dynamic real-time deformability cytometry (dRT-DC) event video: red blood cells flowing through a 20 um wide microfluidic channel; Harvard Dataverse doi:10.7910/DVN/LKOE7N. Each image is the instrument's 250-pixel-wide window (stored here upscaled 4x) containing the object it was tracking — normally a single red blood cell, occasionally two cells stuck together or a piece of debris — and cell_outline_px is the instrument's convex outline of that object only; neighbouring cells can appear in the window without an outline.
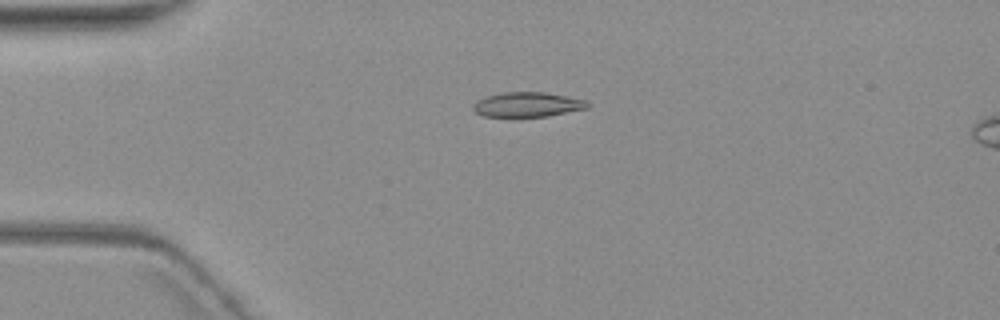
{"species": "common noctule bat (a hibernating species)", "species_latin": "Nyctalus noctula", "temperature_condition": "warm", "stored_images_in_passage": 9, "camera_frame_rate_fps": 3000, "um_per_image_px": 0.085, "animal": {"sex": "female", "body_mass_g": 19.3, "forearm_length_mm": 54.1}, "frame": {"image": 1, "passage_image": 3, "time_ms": 2.333, "image_size_px": [1000, 320], "cell_outline_px": [[592, 104], [588, 108], [548, 116], [484, 116], [476, 112], [472, 108], [472, 104], [476, 100], [488, 96], [504, 92], [544, 92], [588, 100]], "centroid_in_image_um": [44.87, 8.88], "position_along_channel_um": 40.1, "area_um2": 16.47}}
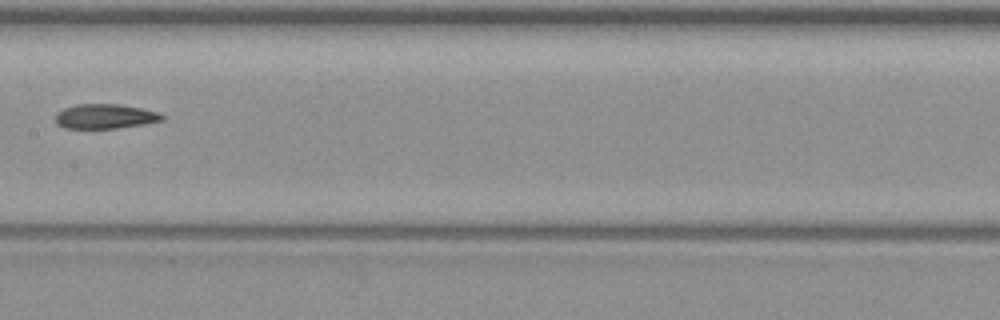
{"frame": {"image": 2, "passage_image": 7, "time_ms": 7.667, "image_size_px": [1000, 320], "cell_outline_px": [[164, 120], [144, 124], [116, 128], [64, 128], [56, 124], [56, 112], [64, 108], [76, 104], [120, 104], [160, 112], [164, 116]], "centroid_in_image_um": [8.93, 9.88], "position_along_channel_um": 198.5, "area_um2": 15.37}}
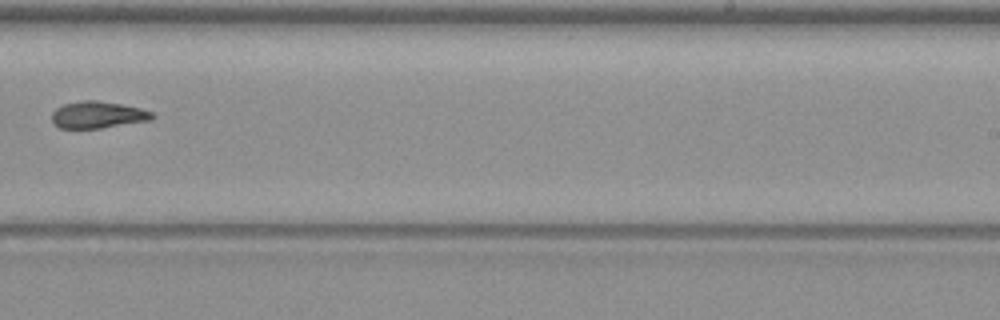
{"frame": {"image": 3, "passage_image": 9, "time_ms": 10.0, "image_size_px": [1000, 320], "cell_outline_px": [[156, 116], [152, 120], [100, 128], [60, 128], [52, 124], [52, 112], [56, 108], [64, 104], [84, 100], [96, 100], [120, 104], [140, 108], [152, 112]], "centroid_in_image_um": [8.31, 9.76], "position_along_channel_um": 280.7, "area_um2": 15.72}}